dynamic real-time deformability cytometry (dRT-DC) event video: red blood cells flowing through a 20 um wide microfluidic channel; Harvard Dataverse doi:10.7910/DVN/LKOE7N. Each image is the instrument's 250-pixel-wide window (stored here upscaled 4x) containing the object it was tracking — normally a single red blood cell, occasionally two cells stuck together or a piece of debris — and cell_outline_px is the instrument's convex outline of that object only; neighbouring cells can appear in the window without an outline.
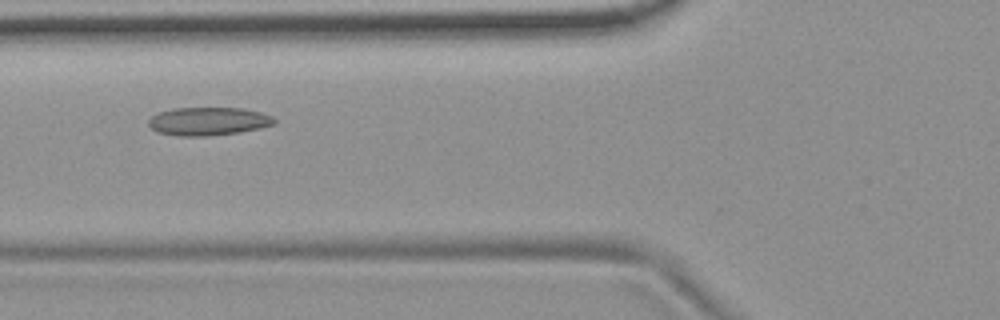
{"species": "common noctule bat (a hibernating species)", "species_latin": "Nyctalus noctula", "temperature_condition": "room temperature", "stored_images_in_passage": 6, "camera_frame_rate_fps": 3000, "um_per_image_px": 0.085, "animal": {"sex": "female", "body_mass_g": 19.9}, "frame": {"image": 1, "passage_image": 5, "time_ms": 4.667, "image_size_px": [1000, 320], "cell_outline_px": [[276, 124], [260, 128], [240, 132], [208, 136], [180, 136], [156, 132], [148, 124], [148, 120], [152, 116], [160, 112], [172, 108], [244, 108], [260, 112], [272, 116], [276, 120]], "centroid_in_image_um": [17.72, 10.31], "position_along_channel_um": 108.1, "area_um2": 20.75}}
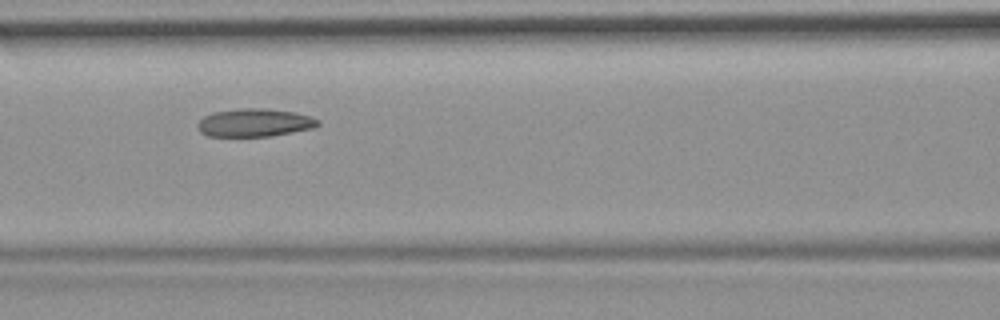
{"frame": {"image": 2, "passage_image": 6, "time_ms": 5.667, "image_size_px": [1000, 320], "cell_outline_px": [[320, 124], [312, 128], [292, 132], [268, 136], [208, 136], [200, 132], [196, 128], [196, 124], [204, 116], [212, 112], [240, 108], [264, 108], [296, 112], [312, 116], [320, 120]], "centroid_in_image_um": [21.63, 10.42], "position_along_channel_um": 145.0, "area_um2": 19.83}}